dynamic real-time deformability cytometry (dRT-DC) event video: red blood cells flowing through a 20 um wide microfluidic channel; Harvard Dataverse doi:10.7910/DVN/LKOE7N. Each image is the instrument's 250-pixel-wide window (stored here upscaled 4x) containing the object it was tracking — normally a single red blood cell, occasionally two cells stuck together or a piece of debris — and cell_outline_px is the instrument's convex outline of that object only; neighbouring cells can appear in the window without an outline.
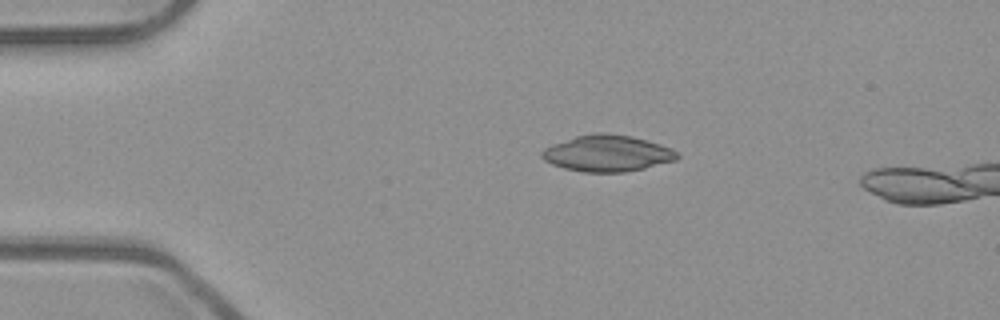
{"species": "common noctule bat (a hibernating species)", "species_latin": "Nyctalus noctula", "temperature_condition": "room temperature", "stored_images_in_passage": 5, "camera_frame_rate_fps": 3000, "um_per_image_px": 0.085, "animal": {"sex": "male", "body_mass_g": 23.1, "forearm_length_mm": 52.7}, "frame": {"image": 1, "passage_image": 1, "time_ms": 0.0, "image_size_px": [1000, 320], "cell_outline_px": [[680, 156], [676, 160], [644, 168], [624, 172], [584, 172], [564, 168], [552, 164], [544, 160], [540, 156], [540, 152], [544, 148], [552, 144], [576, 136], [592, 132], [604, 132], [632, 136], [648, 140], [672, 148]], "centroid_in_image_um": [51.61, 13.02], "position_along_channel_um": 33.4, "area_um2": 28.84}}